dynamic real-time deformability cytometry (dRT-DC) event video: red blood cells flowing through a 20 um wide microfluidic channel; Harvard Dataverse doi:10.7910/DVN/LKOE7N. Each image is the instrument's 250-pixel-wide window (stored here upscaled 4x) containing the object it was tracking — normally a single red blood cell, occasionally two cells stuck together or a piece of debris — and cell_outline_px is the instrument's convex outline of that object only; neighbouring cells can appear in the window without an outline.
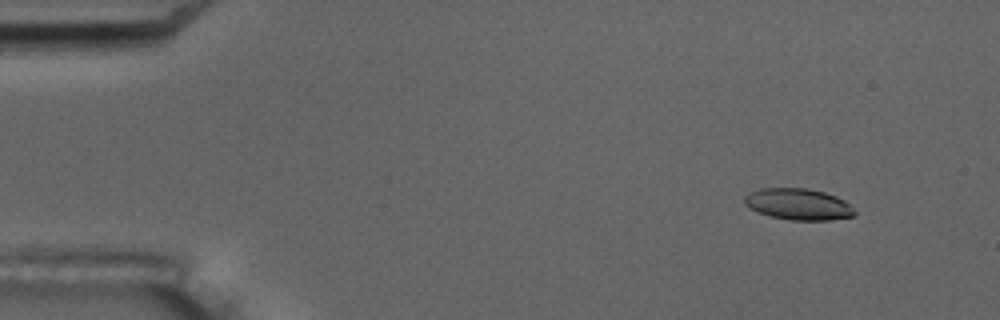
{"species": "common noctule bat (a hibernating species)", "species_latin": "Nyctalus noctula", "temperature_condition": "room temperature", "stored_images_in_passage": 4, "camera_frame_rate_fps": 3000, "um_per_image_px": 0.085, "animal": {"sex": "male", "body_mass_g": 17.5, "forearm_length_mm": 52.3}, "frame": {"image": 1, "passage_image": 2, "time_ms": 1.0, "image_size_px": [1000, 320], "cell_outline_px": [[856, 212], [852, 216], [832, 220], [788, 220], [772, 216], [760, 212], [744, 204], [744, 196], [748, 192], [760, 188], [808, 188], [824, 192], [836, 196], [844, 200]], "centroid_in_image_um": [67.85, 17.35], "position_along_channel_um": 17.2, "area_um2": 20.06}}